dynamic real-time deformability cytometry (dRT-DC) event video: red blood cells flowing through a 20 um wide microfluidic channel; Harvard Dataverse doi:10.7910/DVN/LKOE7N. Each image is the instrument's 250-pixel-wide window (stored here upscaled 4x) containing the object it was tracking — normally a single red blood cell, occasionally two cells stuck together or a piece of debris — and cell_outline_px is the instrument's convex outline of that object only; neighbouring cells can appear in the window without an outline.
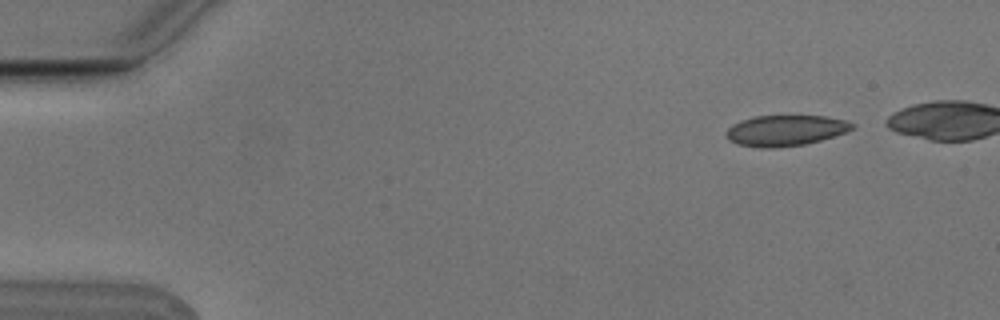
{"species": "Egyptian fruit bat (a non-hibernating species)", "species_latin": "Rousettus aegyptiacus", "temperature_condition": "cold", "stored_images_in_passage": 5, "camera_frame_rate_fps": 3000, "um_per_image_px": 0.085, "animal": {"sex": "male"}, "frame": {"image": 1, "passage_image": 1, "time_ms": 0.0, "image_size_px": [1000, 320], "cell_outline_px": [[856, 128], [848, 132], [820, 140], [804, 144], [776, 148], [760, 148], [736, 144], [728, 140], [724, 136], [724, 132], [732, 124], [740, 120], [752, 116], [824, 116], [844, 120], [856, 124]], "centroid_in_image_um": [66.73, 11.09], "position_along_channel_um": 18.3, "area_um2": 22.95}}